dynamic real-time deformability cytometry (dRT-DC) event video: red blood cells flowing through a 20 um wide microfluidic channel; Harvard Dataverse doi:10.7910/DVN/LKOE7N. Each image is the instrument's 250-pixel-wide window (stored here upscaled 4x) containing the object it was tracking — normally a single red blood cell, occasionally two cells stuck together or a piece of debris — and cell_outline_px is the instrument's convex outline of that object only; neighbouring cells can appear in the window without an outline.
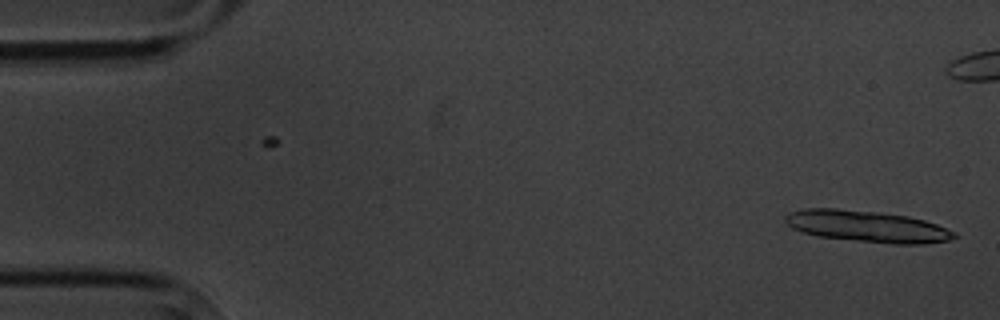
{"species": "common noctule bat (a hibernating species)", "species_latin": "Nyctalus noctula", "temperature_condition": "cold", "stored_images_in_passage": 3, "camera_frame_rate_fps": 3000, "um_per_image_px": 0.085, "animal": {"sex": "male", "body_mass_g": 20.1, "forearm_length_mm": 53.5}, "frame": {"image": 1, "passage_image": 3, "time_ms": 2.667, "image_size_px": [1000, 320], "cell_outline_px": [[956, 236], [948, 240], [924, 244], [892, 244], [820, 236], [804, 232], [792, 228], [784, 220], [784, 216], [788, 212], [804, 208], [836, 208], [876, 212], [908, 216], [924, 220], [936, 224], [956, 232]], "centroid_in_image_um": [73.69, 19.23], "position_along_channel_um": 11.3, "area_um2": 30.81}}